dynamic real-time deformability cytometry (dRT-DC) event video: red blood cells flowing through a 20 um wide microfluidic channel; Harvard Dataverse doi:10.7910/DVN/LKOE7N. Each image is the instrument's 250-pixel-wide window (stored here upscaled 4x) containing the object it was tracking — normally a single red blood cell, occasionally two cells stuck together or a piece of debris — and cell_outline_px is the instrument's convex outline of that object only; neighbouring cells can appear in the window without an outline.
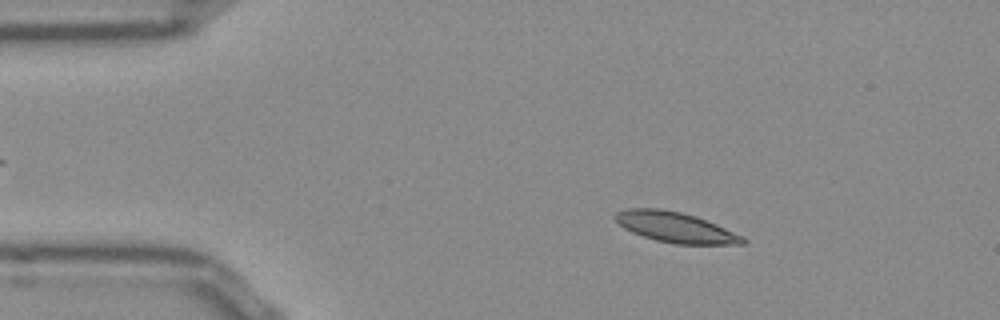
{"species": "Egyptian fruit bat (a non-hibernating species)", "species_latin": "Rousettus aegyptiacus", "temperature_condition": "room temperature", "stored_images_in_passage": 52, "camera_frame_rate_fps": 3000, "um_per_image_px": 0.085, "frame": {"image": 1, "passage_image": 8, "time_ms": 2.333, "image_size_px": [1000, 320], "cell_outline_px": [[748, 240], [744, 244], [676, 244], [656, 240], [632, 232], [624, 228], [616, 220], [616, 212], [628, 208], [660, 208], [680, 212], [696, 216], [716, 224]], "centroid_in_image_um": [57.4, 19.31], "position_along_channel_um": 27.6, "area_um2": 22.2}}
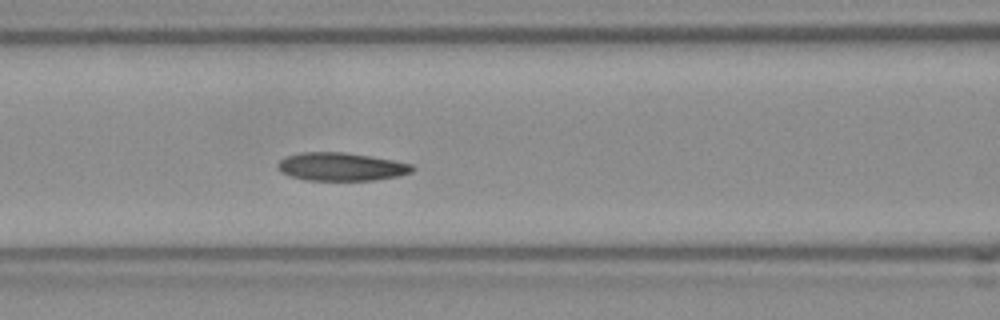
{"frame": {"image": 2, "passage_image": 21, "time_ms": 6.667, "image_size_px": [1000, 320], "cell_outline_px": [[416, 168], [412, 172], [396, 176], [372, 180], [304, 180], [292, 176], [284, 172], [280, 168], [280, 160], [288, 156], [300, 152], [344, 152], [392, 160], [412, 164]], "centroid_in_image_um": [29.05, 14.17], "position_along_channel_um": 137.6, "area_um2": 21.62}}
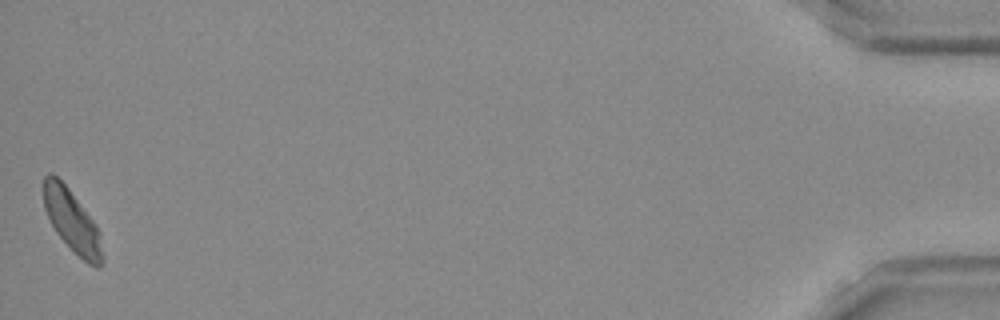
{"frame": {"image": 3, "passage_image": 52, "time_ms": 17.0, "image_size_px": [1000, 320], "cell_outline_px": [[104, 256], [100, 268], [96, 268], [88, 264], [56, 232], [44, 208], [44, 176], [48, 172], [52, 172], [68, 188], [88, 216], [96, 228]], "centroid_in_image_um": [6.09, 18.79], "position_along_channel_um": 429.1, "area_um2": 20.29}, "authors_computed_cell_mechanics": {"area_um2": 21.7328, "velocity_mm_per_s": 3.7889, "shape_relaxation_time_tau1_ms": 4.4601, "shape_relaxation_time_tau2_ms": 4.5941, "deformation_change_tau1": 0.0995, "deformation_change_tau2": 0.1013}}